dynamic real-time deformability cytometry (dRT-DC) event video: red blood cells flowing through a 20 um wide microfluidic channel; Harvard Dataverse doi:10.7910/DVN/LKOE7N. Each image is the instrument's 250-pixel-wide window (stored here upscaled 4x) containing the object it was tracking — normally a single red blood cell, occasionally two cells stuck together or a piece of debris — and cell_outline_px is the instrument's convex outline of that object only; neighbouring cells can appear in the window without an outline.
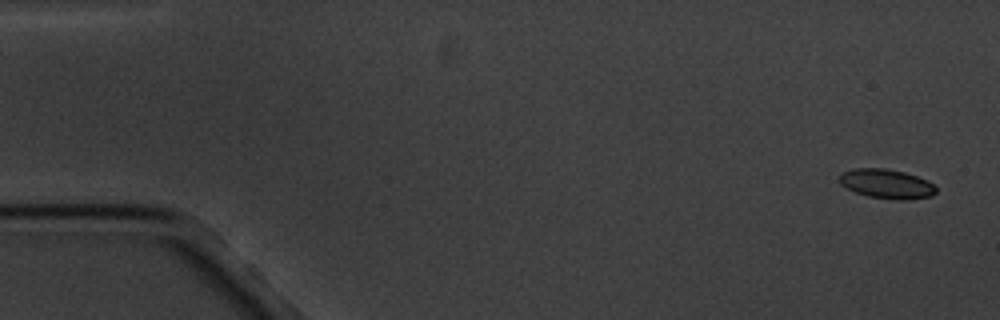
{"species": "common noctule bat (a hibernating species)", "species_latin": "Nyctalus noctula", "temperature_condition": "cold", "stored_images_in_passage": 5, "camera_frame_rate_fps": 3000, "um_per_image_px": 0.085, "animal": {"sex": "male", "body_mass_g": 20.1, "forearm_length_mm": 53.5}, "frame": {"image": 1, "passage_image": 1, "time_ms": 0.0, "image_size_px": [1000, 320], "cell_outline_px": [[936, 192], [932, 196], [900, 200], [868, 196], [856, 192], [840, 184], [840, 172], [856, 168], [884, 168], [904, 172], [928, 180], [936, 188]], "centroid_in_image_um": [75.36, 15.61], "position_along_channel_um": 9.6, "area_um2": 16.36}}
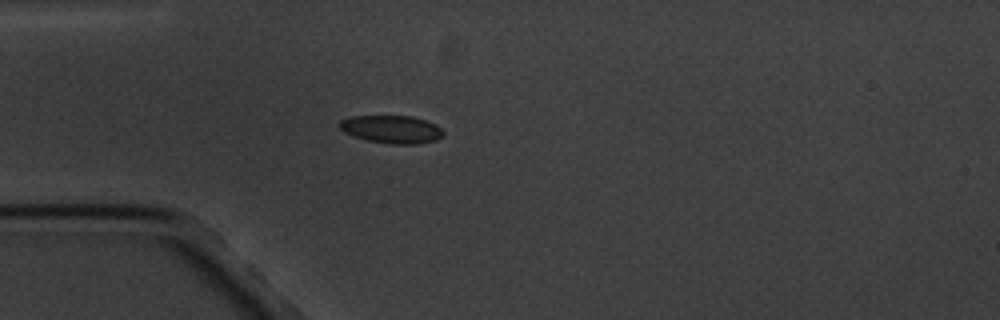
{"frame": {"image": 2, "passage_image": 5, "time_ms": 4.667, "image_size_px": [1000, 320], "cell_outline_px": [[444, 136], [436, 140], [416, 144], [392, 144], [368, 140], [352, 136], [344, 132], [336, 124], [340, 120], [352, 116], [412, 116], [436, 124], [444, 132]], "centroid_in_image_um": [33.27, 10.99], "position_along_channel_um": 51.7, "area_um2": 16.94}}